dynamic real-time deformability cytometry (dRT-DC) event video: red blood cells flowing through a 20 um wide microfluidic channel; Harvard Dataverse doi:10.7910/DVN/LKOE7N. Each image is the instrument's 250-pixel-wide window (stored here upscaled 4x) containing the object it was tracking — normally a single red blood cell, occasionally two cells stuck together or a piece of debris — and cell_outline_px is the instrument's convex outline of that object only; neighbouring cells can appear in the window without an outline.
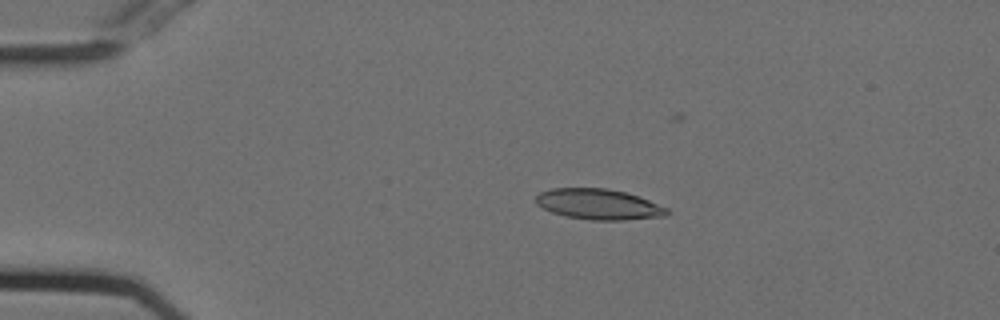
{"species": "Egyptian fruit bat (a non-hibernating species)", "species_latin": "Rousettus aegyptiacus", "temperature_condition": "cold", "stored_images_in_passage": 46, "camera_frame_rate_fps": 3000, "um_per_image_px": 0.085, "animal": {"sex": "female"}, "frame": {"image": 1, "passage_image": 11, "time_ms": 3.333, "image_size_px": [1000, 320], "cell_outline_px": [[668, 216], [624, 220], [592, 220], [564, 216], [552, 212], [536, 204], [536, 196], [540, 192], [552, 188], [608, 188], [624, 192], [648, 200], [668, 208]], "centroid_in_image_um": [50.88, 17.37], "position_along_channel_um": 34.1, "area_um2": 23.29}}
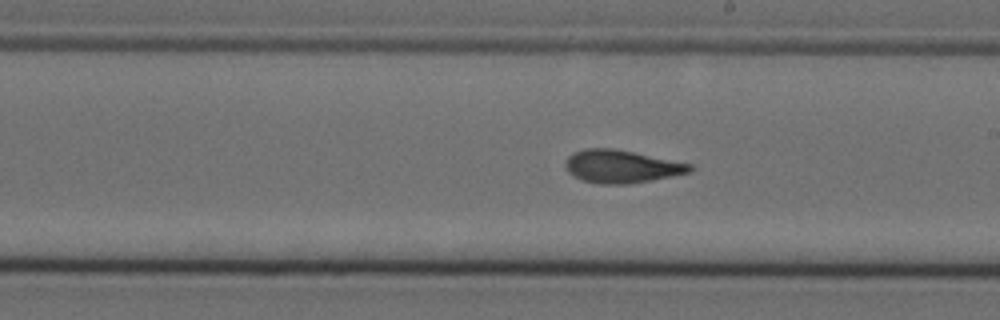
{"frame": {"image": 2, "passage_image": 31, "time_ms": 10.0, "image_size_px": [1000, 320], "cell_outline_px": [[692, 172], [672, 176], [628, 184], [596, 184], [572, 176], [568, 172], [564, 164], [568, 156], [572, 152], [584, 148], [612, 148], [692, 164]], "centroid_in_image_um": [52.78, 14.15], "position_along_channel_um": 236.2, "area_um2": 23.81}}
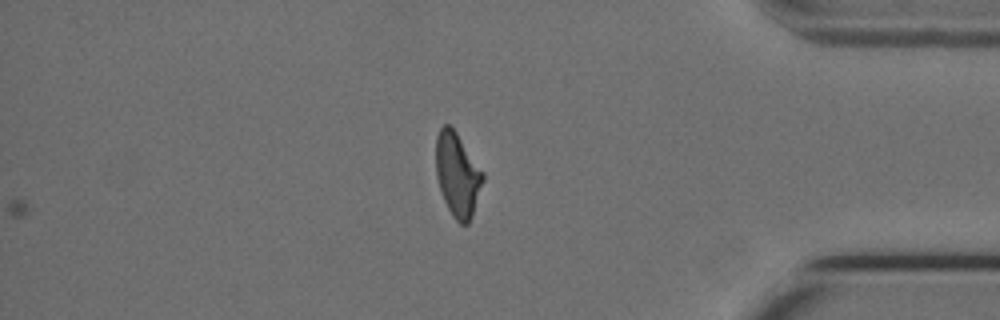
{"frame": {"image": 3, "passage_image": 46, "time_ms": 15.0, "image_size_px": [1000, 320], "cell_outline_px": [[484, 180], [472, 216], [468, 224], [460, 224], [452, 216], [444, 200], [436, 176], [436, 136], [440, 128], [444, 124], [448, 124], [456, 132], [484, 172]], "centroid_in_image_um": [38.89, 14.85], "position_along_channel_um": 396.3, "area_um2": 22.89}, "authors_computed_cell_mechanics": {"area_um2": 23.3512, "velocity_mm_per_s": 3.7448, "shape_relaxation_time_tau1_ms": 7.8179, "shape_relaxation_time_tau2_ms": 2.0461, "deformation_change_tau1": 0.2099, "deformation_change_tau2": 0.0815}}